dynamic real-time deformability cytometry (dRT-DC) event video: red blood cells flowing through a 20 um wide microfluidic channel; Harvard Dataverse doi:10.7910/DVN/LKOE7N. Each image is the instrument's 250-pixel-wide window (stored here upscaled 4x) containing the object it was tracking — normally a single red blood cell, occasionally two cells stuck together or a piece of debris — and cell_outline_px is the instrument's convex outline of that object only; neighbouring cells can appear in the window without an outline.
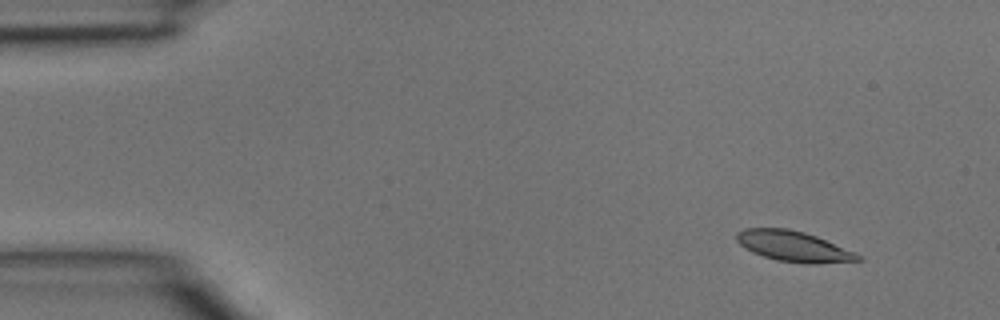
{"species": "common noctule bat (a hibernating species)", "species_latin": "Nyctalus noctula", "temperature_condition": "room temperature", "stored_images_in_passage": 3, "camera_frame_rate_fps": 3000, "um_per_image_px": 0.085, "animal": {"sex": "male", "body_mass_g": 15.6}, "frame": {"image": 1, "passage_image": 1, "time_ms": 0.0, "image_size_px": [1000, 320], "cell_outline_px": [[864, 260], [816, 264], [804, 264], [776, 260], [752, 252], [744, 248], [736, 240], [736, 232], [744, 228], [788, 228], [804, 232], [816, 236], [856, 252], [864, 256]], "centroid_in_image_um": [67.48, 20.94], "position_along_channel_um": 17.5, "area_um2": 21.85}}